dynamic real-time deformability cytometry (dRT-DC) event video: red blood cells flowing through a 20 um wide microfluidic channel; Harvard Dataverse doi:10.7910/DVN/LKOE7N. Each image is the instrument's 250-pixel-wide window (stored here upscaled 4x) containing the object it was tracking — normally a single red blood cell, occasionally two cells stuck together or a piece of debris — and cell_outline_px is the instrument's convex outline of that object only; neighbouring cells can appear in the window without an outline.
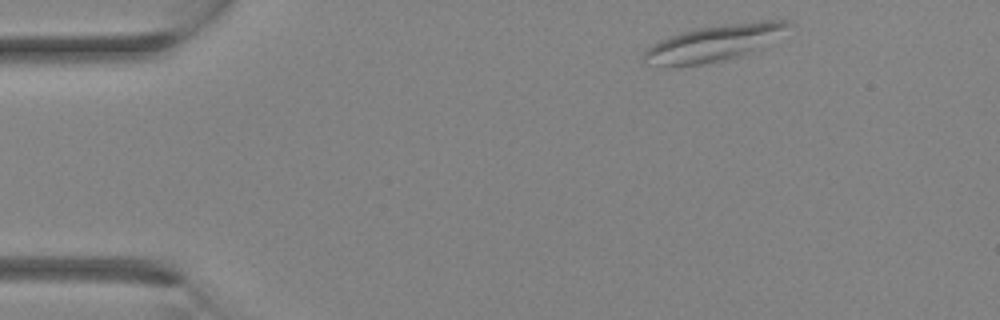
{"species": "Egyptian fruit bat (a non-hibernating species)", "species_latin": "Rousettus aegyptiacus", "temperature_condition": "room temperature", "stored_images_in_passage": 29, "camera_frame_rate_fps": 3000, "um_per_image_px": 0.085, "animal": {"sex": "female"}, "frame": {"image": 1, "passage_image": 1, "time_ms": 0.0, "image_size_px": [1000, 320], "cell_outline_px": [[796, 24], [744, 56], [700, 64], [672, 68], [664, 68], [648, 64], [644, 60], [644, 52], [652, 44], [668, 36], [696, 28], [724, 24], [760, 20], [788, 20]], "centroid_in_image_um": [60.64, 3.67], "position_along_channel_um": 24.4, "area_um2": 30.63}}
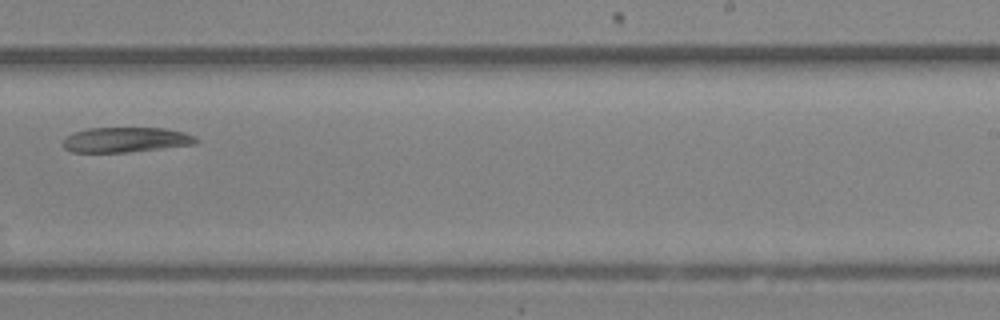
{"frame": {"image": 2, "passage_image": 17, "time_ms": 5.333, "image_size_px": [1000, 320], "cell_outline_px": [[200, 140], [196, 144], [128, 152], [72, 152], [64, 148], [64, 140], [72, 132], [88, 128], [164, 128], [184, 132]], "centroid_in_image_um": [10.69, 11.88], "position_along_channel_um": 278.3, "area_um2": 19.31}}
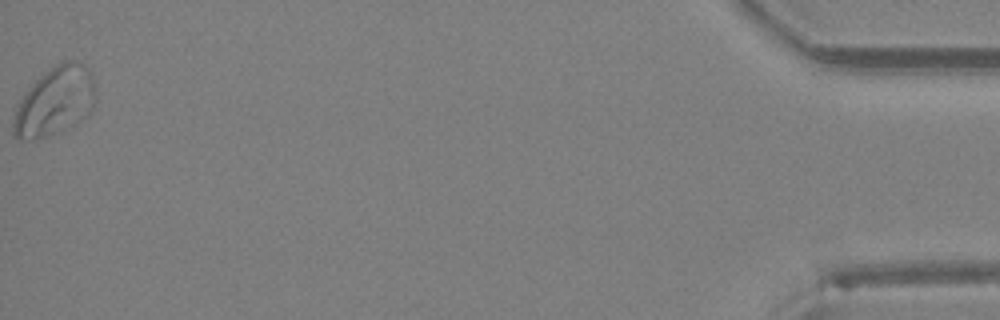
{"frame": {"image": 3, "passage_image": 29, "time_ms": 9.333, "image_size_px": [1000, 320], "cell_outline_px": [[96, 96], [92, 108], [80, 120], [48, 136], [32, 140], [20, 140], [12, 136], [12, 120], [16, 104], [20, 96], [44, 72], [60, 60], [76, 60], [84, 64], [92, 72]], "centroid_in_image_um": [4.62, 8.58], "position_along_channel_um": 430.6, "area_um2": 33.29}}